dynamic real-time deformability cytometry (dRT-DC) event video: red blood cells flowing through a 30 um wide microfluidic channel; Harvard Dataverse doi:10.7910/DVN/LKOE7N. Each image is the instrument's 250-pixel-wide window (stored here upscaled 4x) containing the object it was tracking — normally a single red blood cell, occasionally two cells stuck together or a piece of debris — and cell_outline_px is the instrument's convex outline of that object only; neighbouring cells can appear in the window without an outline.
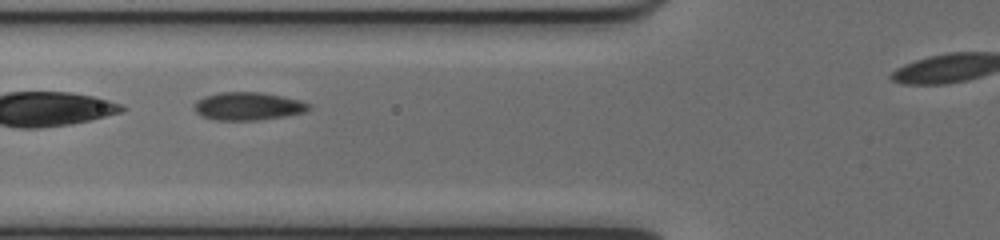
{"species": "common noctule bat (a hibernating species)", "species_latin": "Nyctalus noctula", "temperature_condition": "cold", "stored_images_in_passage": 15, "camera_frame_rate_fps": 3000, "um_per_image_px": 0.085, "animal": {"sex": "female", "body_mass_g": 17.0, "forearm_length_mm": 48.0}, "frame": {"image": 1, "passage_image": 3, "time_ms": 0.667, "image_size_px": [1000, 240], "cell_outline_px": [[312, 108], [308, 112], [260, 120], [216, 120], [200, 116], [196, 112], [192, 104], [196, 100], [204, 96], [220, 92], [260, 92], [300, 100], [312, 104]], "centroid_in_image_um": [21.09, 9.03], "position_along_channel_um": 104.7, "area_um2": 18.96}}